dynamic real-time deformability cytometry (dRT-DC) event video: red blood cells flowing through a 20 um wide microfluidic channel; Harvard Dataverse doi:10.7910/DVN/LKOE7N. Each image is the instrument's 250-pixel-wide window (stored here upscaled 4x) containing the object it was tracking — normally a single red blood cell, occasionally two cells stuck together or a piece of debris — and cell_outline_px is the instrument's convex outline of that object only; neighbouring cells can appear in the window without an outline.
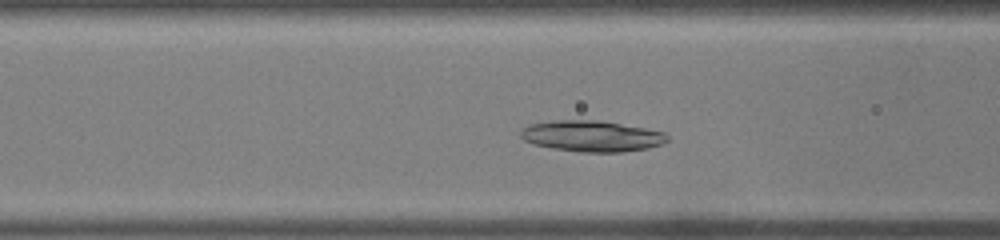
{"species": "common noctule bat (a hibernating species)", "species_latin": "Nyctalus noctula", "temperature_condition": "warm", "stored_images_in_passage": 29, "camera_frame_rate_fps": 3000, "um_per_image_px": 0.085, "animal": {"sex": "male", "body_mass_g": 19.0, "forearm_length_mm": 50.8}, "frame": {"image": 1, "passage_image": 10, "time_ms": 3.0, "image_size_px": [1000, 240], "cell_outline_px": [[668, 140], [660, 144], [648, 148], [624, 152], [580, 152], [552, 148], [532, 144], [524, 140], [520, 136], [520, 132], [528, 124], [556, 120], [596, 120], [644, 128], [664, 132], [668, 136]], "centroid_in_image_um": [50.27, 11.57], "position_along_channel_um": 116.3, "area_um2": 26.41}}
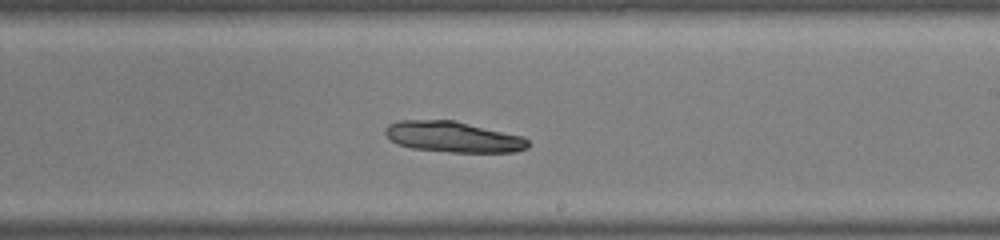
{"frame": {"image": 2, "passage_image": 20, "time_ms": 6.333, "image_size_px": [1000, 240], "cell_outline_px": [[528, 148], [516, 152], [452, 152], [412, 148], [396, 144], [384, 132], [384, 128], [388, 124], [396, 120], [452, 120], [524, 136], [528, 140]], "centroid_in_image_um": [38.51, 11.63], "position_along_channel_um": 250.5, "area_um2": 25.66}}
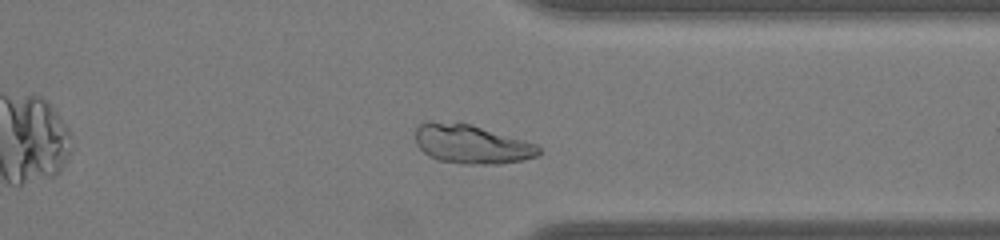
{"frame": {"image": 3, "passage_image": 29, "time_ms": 9.333, "image_size_px": [1000, 240], "cell_outline_px": [[540, 152], [536, 156], [524, 160], [500, 164], [464, 164], [436, 160], [428, 156], [416, 144], [416, 128], [420, 124], [428, 120], [432, 120], [472, 124], [524, 140], [536, 144], [540, 148]], "centroid_in_image_um": [40.05, 12.25], "position_along_channel_um": 371.3, "area_um2": 28.26}}